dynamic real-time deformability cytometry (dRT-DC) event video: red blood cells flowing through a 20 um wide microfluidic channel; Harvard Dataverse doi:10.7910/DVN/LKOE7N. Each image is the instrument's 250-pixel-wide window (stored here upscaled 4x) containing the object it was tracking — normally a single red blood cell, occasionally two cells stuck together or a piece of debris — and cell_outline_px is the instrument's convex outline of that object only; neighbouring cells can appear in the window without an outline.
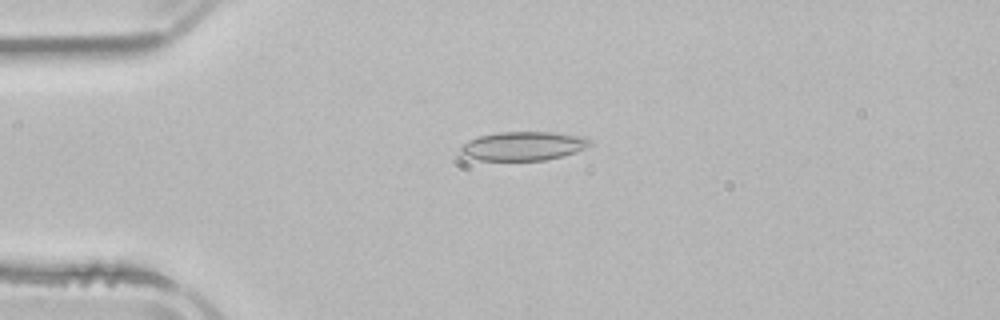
{"species": "common noctule bat (a hibernating species)", "species_latin": "Nyctalus noctula", "temperature_condition": "room temperature", "stored_images_in_passage": 4, "camera_frame_rate_fps": 3000, "um_per_image_px": 0.085, "animal": {"sex": "male", "body_mass_g": 21.5, "forearm_length_mm": 52.0}, "frame": {"image": 1, "passage_image": 3, "time_ms": 2.667, "image_size_px": [1000, 320], "cell_outline_px": [[592, 144], [588, 148], [576, 152], [544, 160], [480, 160], [468, 156], [460, 152], [460, 148], [468, 140], [480, 136], [500, 132], [552, 132], [584, 136], [592, 140]], "centroid_in_image_um": [44.55, 12.4], "position_along_channel_um": 40.5, "area_um2": 21.68}}